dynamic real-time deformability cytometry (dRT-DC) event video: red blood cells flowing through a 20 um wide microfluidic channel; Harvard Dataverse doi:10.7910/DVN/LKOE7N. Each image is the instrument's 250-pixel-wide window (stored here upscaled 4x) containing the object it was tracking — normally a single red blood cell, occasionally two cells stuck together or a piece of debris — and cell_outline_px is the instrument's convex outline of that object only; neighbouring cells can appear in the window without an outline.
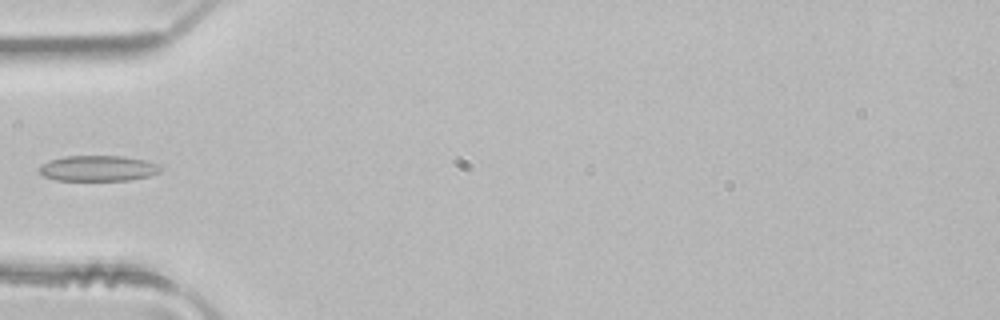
{"species": "common noctule bat (a hibernating species)", "species_latin": "Nyctalus noctula", "temperature_condition": "room temperature", "stored_images_in_passage": 3, "camera_frame_rate_fps": 3000, "um_per_image_px": 0.085, "animal": {"sex": "male", "body_mass_g": 21.5, "forearm_length_mm": 52.0}, "frame": {"image": 1, "passage_image": 3, "time_ms": 0.667, "image_size_px": [1000, 320], "cell_outline_px": [[164, 168], [160, 172], [148, 176], [128, 180], [56, 180], [44, 176], [40, 172], [40, 164], [48, 160], [64, 156], [124, 156], [144, 160], [160, 164]], "centroid_in_image_um": [8.35, 14.3], "position_along_channel_um": 76.6, "area_um2": 18.21}}